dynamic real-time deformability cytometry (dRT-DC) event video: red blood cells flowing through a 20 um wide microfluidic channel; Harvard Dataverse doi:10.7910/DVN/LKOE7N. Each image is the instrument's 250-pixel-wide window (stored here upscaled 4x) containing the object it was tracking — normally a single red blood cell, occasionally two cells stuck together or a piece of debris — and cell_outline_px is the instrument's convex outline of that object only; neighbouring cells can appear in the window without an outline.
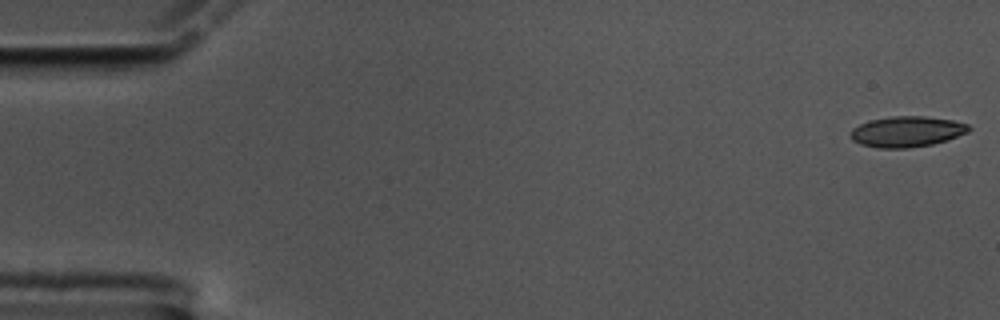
{"species": "common noctule bat (a hibernating species)", "species_latin": "Nyctalus noctula", "temperature_condition": "cold", "stored_images_in_passage": 54, "camera_frame_rate_fps": 3000, "um_per_image_px": 0.085, "animal": {"sex": "male", "body_mass_g": 17.5, "forearm_length_mm": 52.3}, "frame": {"image": 1, "passage_image": 1, "time_ms": 0.0, "image_size_px": [1000, 320], "cell_outline_px": [[972, 128], [968, 132], [932, 144], [908, 148], [880, 148], [860, 144], [852, 140], [852, 128], [868, 120], [892, 116], [924, 116], [952, 120], [968, 124]], "centroid_in_image_um": [77.07, 11.18], "position_along_channel_um": 7.9, "area_um2": 20.98}}
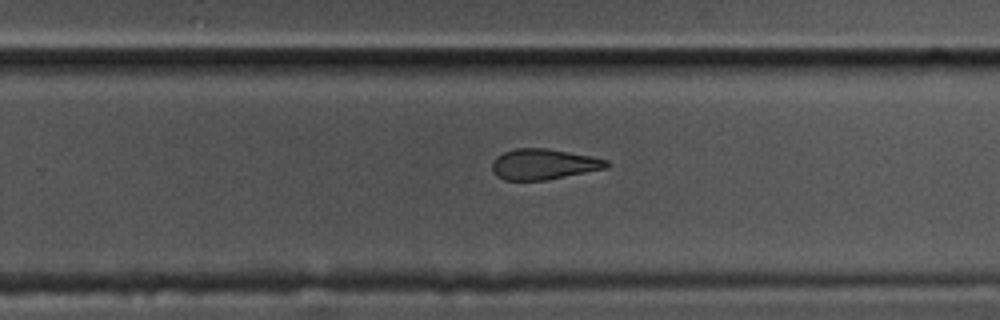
{"frame": {"image": 2, "passage_image": 37, "time_ms": 12.0, "image_size_px": [1000, 320], "cell_outline_px": [[612, 164], [608, 168], [544, 180], [504, 180], [496, 176], [492, 172], [492, 160], [496, 156], [504, 152], [516, 148], [548, 148], [592, 156], [608, 160]], "centroid_in_image_um": [46.21, 13.95], "position_along_channel_um": 283.6, "area_um2": 20.63}}
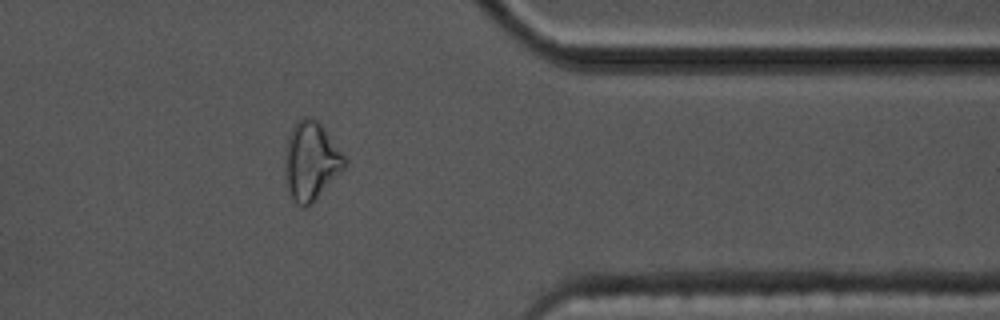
{"frame": {"image": 3, "passage_image": 47, "time_ms": 15.333, "image_size_px": [1000, 320], "cell_outline_px": [[344, 168], [312, 204], [304, 208], [300, 208], [296, 204], [288, 188], [284, 176], [284, 156], [288, 136], [296, 120], [304, 116], [312, 116], [324, 128], [344, 156]], "centroid_in_image_um": [26.38, 13.69], "position_along_channel_um": 385.0, "area_um2": 27.22}}